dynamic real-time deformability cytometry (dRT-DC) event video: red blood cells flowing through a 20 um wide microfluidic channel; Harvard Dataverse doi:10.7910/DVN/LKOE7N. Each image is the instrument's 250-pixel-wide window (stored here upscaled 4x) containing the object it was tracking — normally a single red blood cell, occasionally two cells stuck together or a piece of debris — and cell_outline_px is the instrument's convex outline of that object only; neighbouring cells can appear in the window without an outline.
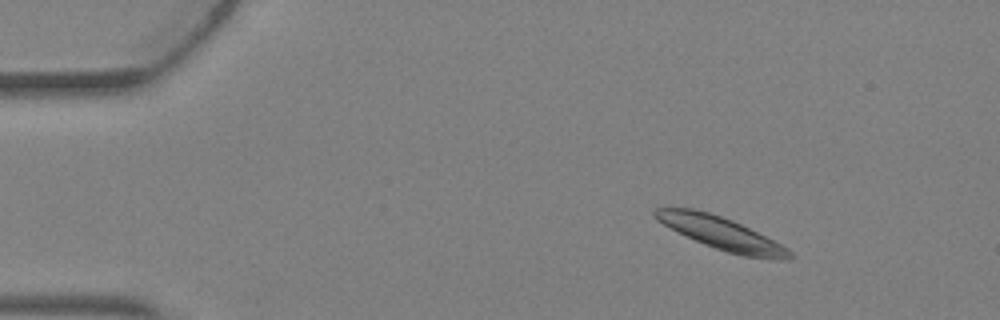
{"species": "Egyptian fruit bat (a non-hibernating species)", "species_latin": "Rousettus aegyptiacus", "temperature_condition": "warm", "stored_images_in_passage": 2, "camera_frame_rate_fps": 3000, "um_per_image_px": 0.085, "animal": {"sex": "female"}, "frame": {"image": 1, "passage_image": 1, "time_ms": 0.0, "image_size_px": [1000, 320], "cell_outline_px": [[792, 260], [768, 260], [744, 256], [728, 252], [704, 244], [656, 220], [652, 216], [652, 212], [656, 208], [692, 208], [708, 212], [732, 220], [788, 248], [792, 252]], "centroid_in_image_um": [61.35, 19.85], "position_along_channel_um": 23.7, "area_um2": 25.14}}